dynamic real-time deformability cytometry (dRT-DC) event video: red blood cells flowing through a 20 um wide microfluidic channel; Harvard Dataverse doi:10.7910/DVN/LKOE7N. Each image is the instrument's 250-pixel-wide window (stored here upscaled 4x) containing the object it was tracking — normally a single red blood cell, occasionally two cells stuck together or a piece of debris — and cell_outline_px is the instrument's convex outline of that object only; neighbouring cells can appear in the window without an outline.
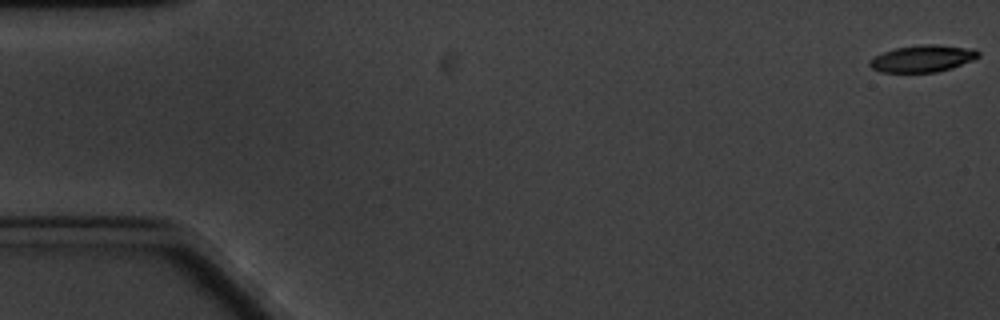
{"species": "common noctule bat (a hibernating species)", "species_latin": "Nyctalus noctula", "temperature_condition": "cold", "stored_images_in_passage": 62, "camera_frame_rate_fps": 3000, "um_per_image_px": 0.085, "animal": {"sex": "male", "body_mass_g": 20.1, "forearm_length_mm": 53.5}, "frame": {"image": 1, "passage_image": 1, "time_ms": 0.0, "image_size_px": [1000, 320], "cell_outline_px": [[980, 56], [972, 60], [952, 68], [936, 72], [880, 72], [872, 68], [868, 64], [868, 60], [872, 56], [896, 48], [920, 44], [936, 44], [976, 48], [980, 52]], "centroid_in_image_um": [78.43, 4.96], "position_along_channel_um": 6.6, "area_um2": 17.28}}
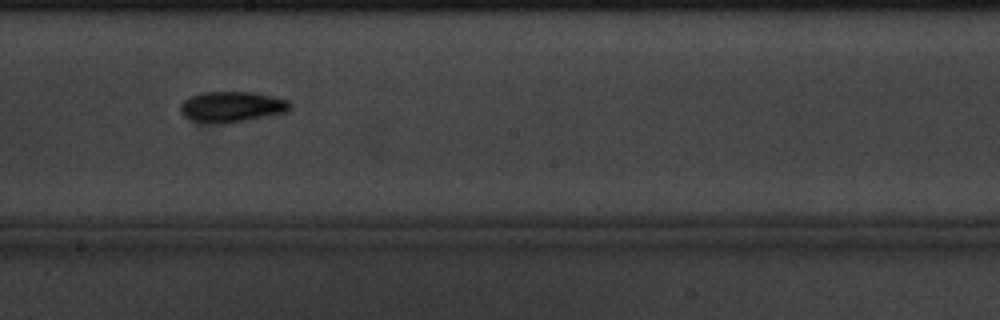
{"frame": {"image": 2, "passage_image": 34, "time_ms": 11.0, "image_size_px": [1000, 320], "cell_outline_px": [[292, 108], [288, 112], [228, 124], [216, 124], [192, 120], [184, 116], [180, 112], [180, 104], [188, 96], [200, 92], [252, 92], [272, 96], [288, 100], [292, 104]], "centroid_in_image_um": [19.71, 9.08], "position_along_channel_um": 228.5, "area_um2": 20.0}}
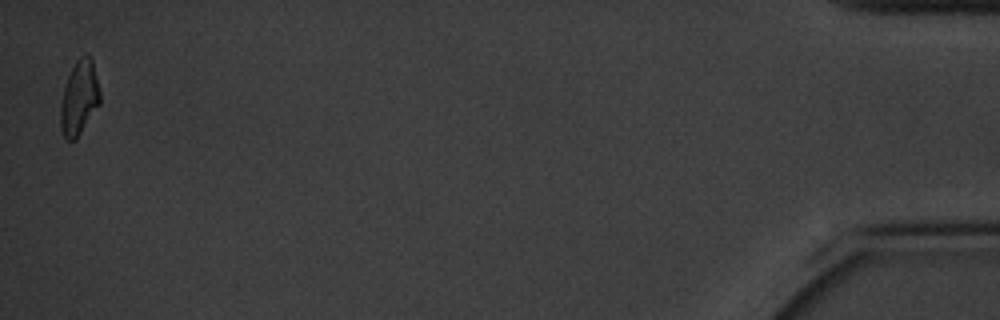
{"frame": {"image": 3, "passage_image": 61, "time_ms": 20.0, "image_size_px": [1000, 320], "cell_outline_px": [[100, 104], [76, 140], [68, 140], [64, 136], [60, 128], [60, 108], [64, 88], [68, 76], [76, 60], [80, 56], [88, 52], [92, 60], [100, 92]], "centroid_in_image_um": [6.74, 8.32], "position_along_channel_um": 428.5, "area_um2": 17.11}, "authors_computed_cell_mechanics": {"area_um2": 18.0336, "velocity_mm_per_s": 3.2577, "shape_relaxation_time_tau1_ms": 4.1267, "shape_relaxation_time_tau2_ms": 7.0527, "deformation_change_tau1": 0.1552, "deformation_change_tau2": 0.122}}